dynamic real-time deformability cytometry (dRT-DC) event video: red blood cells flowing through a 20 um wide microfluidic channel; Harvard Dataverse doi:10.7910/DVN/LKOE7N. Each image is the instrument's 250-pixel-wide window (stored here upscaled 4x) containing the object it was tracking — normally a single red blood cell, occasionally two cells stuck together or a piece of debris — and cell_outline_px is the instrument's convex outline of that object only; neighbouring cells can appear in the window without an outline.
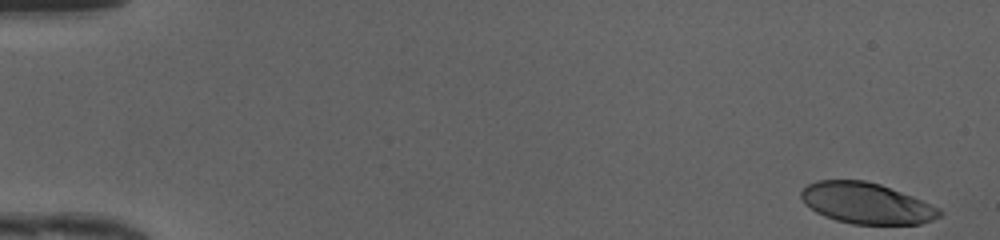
{"species": "human", "species_latin": "Homo sapiens", "temperature_condition": "cold", "stored_images_in_passage": 48, "camera_frame_rate_fps": 3000, "um_per_image_px": 0.085, "donor": {"sex": "female"}, "frame": {"image": 1, "passage_image": 1, "time_ms": 0.0, "image_size_px": [1000, 240], "cell_outline_px": [[944, 212], [940, 216], [932, 220], [920, 224], [852, 224], [836, 220], [824, 216], [816, 212], [800, 196], [800, 192], [808, 184], [816, 180], [864, 180], [880, 184], [912, 196], [940, 208]], "centroid_in_image_um": [73.67, 17.28], "position_along_channel_um": 11.3, "area_um2": 32.89}}
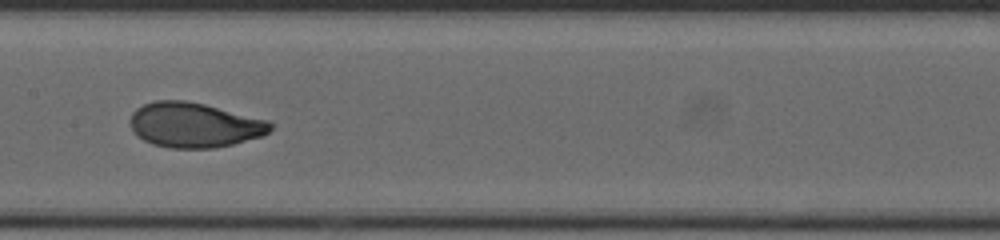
{"frame": {"image": 2, "passage_image": 25, "time_ms": 8.0, "image_size_px": [1000, 240], "cell_outline_px": [[272, 128], [264, 136], [232, 144], [212, 148], [168, 148], [152, 144], [136, 136], [132, 132], [128, 120], [132, 112], [136, 108], [144, 104], [156, 100], [184, 100], [204, 104], [268, 120], [272, 124]], "centroid_in_image_um": [16.47, 10.63], "position_along_channel_um": 190.9, "area_um2": 36.93}}
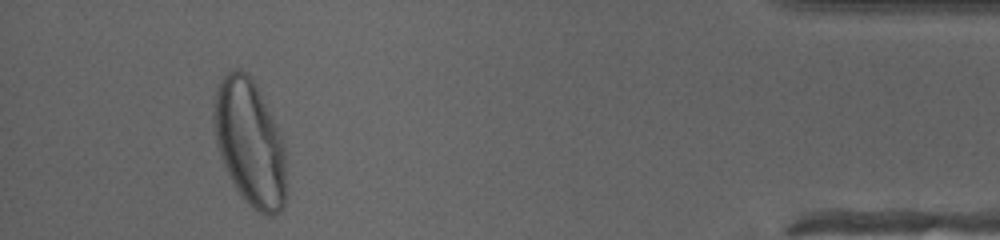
{"frame": {"image": 3, "passage_image": 45, "time_ms": 14.667, "image_size_px": [1000, 240], "cell_outline_px": [[288, 188], [284, 204], [280, 212], [272, 216], [264, 216], [252, 208], [240, 196], [220, 156], [216, 144], [212, 120], [212, 104], [216, 88], [220, 80], [228, 72], [236, 68], [240, 68], [256, 84], [272, 116], [284, 144]], "centroid_in_image_um": [21.24, 12.17], "position_along_channel_um": 414.0, "area_um2": 53.99}, "authors_computed_cell_mechanics": {"area_um2": 36.5874, "velocity_mm_per_s": 4.1884, "shape_relaxation_time_tau1_ms": 2.9482, "shape_relaxation_time_tau2_ms": null, "deformation_change_tau1": 0.1864, "deformation_change_tau2": null}}